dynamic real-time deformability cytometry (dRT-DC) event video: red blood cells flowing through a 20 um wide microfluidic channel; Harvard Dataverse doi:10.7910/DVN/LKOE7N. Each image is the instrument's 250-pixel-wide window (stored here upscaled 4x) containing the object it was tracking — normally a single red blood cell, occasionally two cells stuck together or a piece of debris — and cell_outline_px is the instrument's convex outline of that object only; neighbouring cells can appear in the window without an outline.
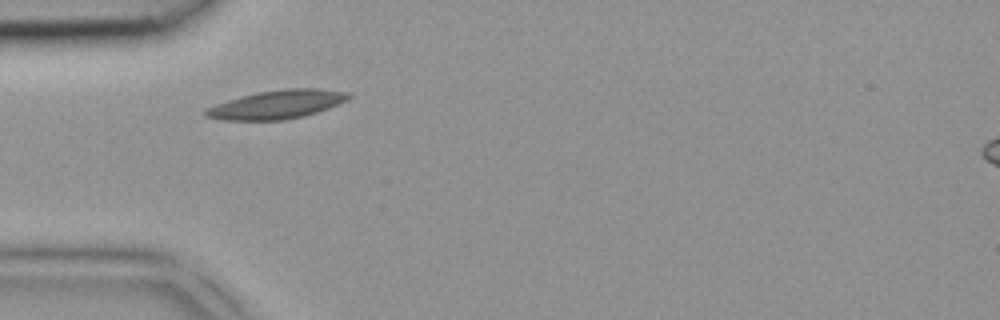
{"species": "common noctule bat (a hibernating species)", "species_latin": "Nyctalus noctula", "temperature_condition": "room temperature", "stored_images_in_passage": 3, "camera_frame_rate_fps": 3000, "um_per_image_px": 0.085, "animal": {"sex": "female", "body_mass_g": 18.4}, "frame": {"image": 1, "passage_image": 3, "time_ms": 0.667, "image_size_px": [1000, 320], "cell_outline_px": [[352, 96], [348, 100], [328, 108], [304, 116], [284, 120], [220, 120], [204, 116], [200, 112], [216, 104], [240, 96], [256, 92], [288, 88], [320, 88], [348, 92]], "centroid_in_image_um": [23.53, 8.88], "position_along_channel_um": 61.5, "area_um2": 23.99}}